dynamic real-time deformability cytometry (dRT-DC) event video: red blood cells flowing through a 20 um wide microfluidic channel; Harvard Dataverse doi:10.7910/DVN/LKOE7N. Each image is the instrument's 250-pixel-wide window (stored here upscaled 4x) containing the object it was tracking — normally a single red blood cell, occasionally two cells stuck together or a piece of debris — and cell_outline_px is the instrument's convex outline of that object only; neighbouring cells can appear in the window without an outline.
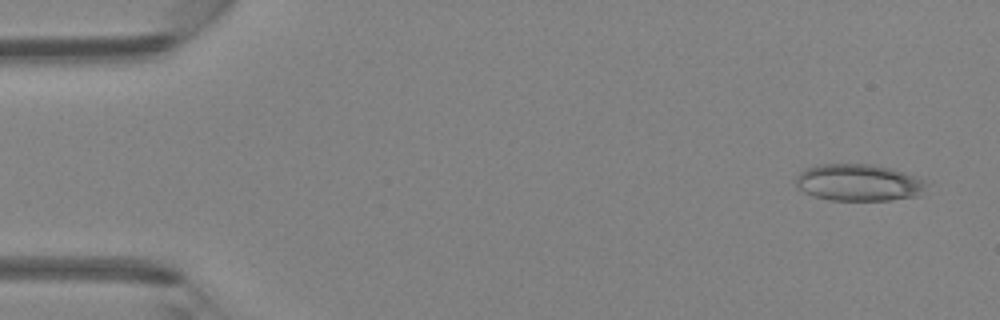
{"species": "Egyptian fruit bat (a non-hibernating species)", "species_latin": "Rousettus aegyptiacus", "temperature_condition": "room temperature", "stored_images_in_passage": 46, "camera_frame_rate_fps": 3000, "um_per_image_px": 0.085, "animal": {"sex": "female"}, "frame": {"image": 1, "passage_image": 3, "time_ms": 0.667, "image_size_px": [1000, 320], "cell_outline_px": [[928, 184], [920, 196], [892, 200], [828, 200], [812, 196], [796, 188], [796, 176], [804, 168], [816, 164], [876, 164], [892, 168], [904, 172], [924, 180]], "centroid_in_image_um": [72.96, 15.52], "position_along_channel_um": 12.0, "area_um2": 28.55}}
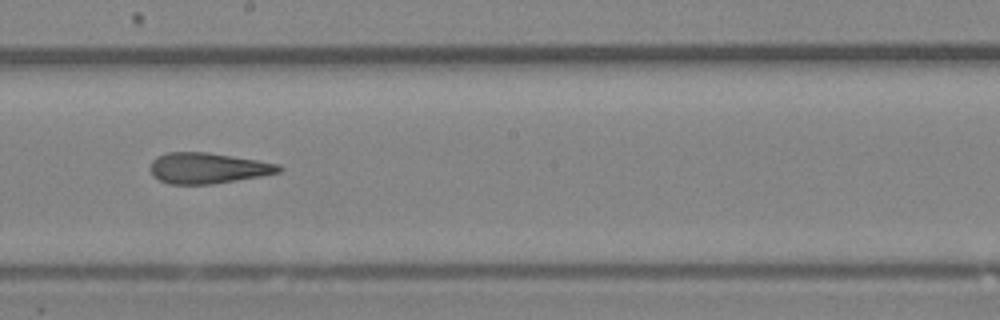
{"frame": {"image": 2, "passage_image": 26, "time_ms": 8.333, "image_size_px": [1000, 320], "cell_outline_px": [[284, 168], [280, 172], [260, 176], [212, 184], [168, 184], [152, 176], [148, 168], [152, 160], [156, 156], [168, 152], [208, 152], [280, 164]], "centroid_in_image_um": [17.62, 14.29], "position_along_channel_um": 230.6, "area_um2": 23.18}}
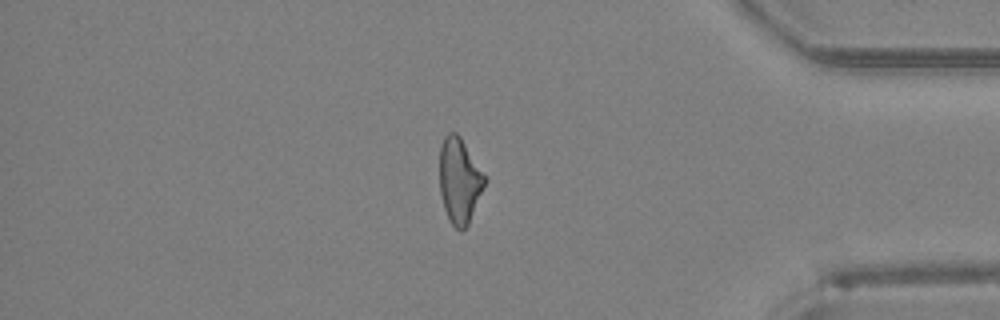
{"frame": {"image": 3, "passage_image": 39, "time_ms": 12.667, "image_size_px": [1000, 320], "cell_outline_px": [[484, 184], [468, 224], [460, 232], [452, 224], [444, 208], [440, 192], [440, 144], [444, 136], [448, 132], [456, 132], [460, 136], [484, 176]], "centroid_in_image_um": [39.0, 15.32], "position_along_channel_um": 396.2, "area_um2": 21.73}}